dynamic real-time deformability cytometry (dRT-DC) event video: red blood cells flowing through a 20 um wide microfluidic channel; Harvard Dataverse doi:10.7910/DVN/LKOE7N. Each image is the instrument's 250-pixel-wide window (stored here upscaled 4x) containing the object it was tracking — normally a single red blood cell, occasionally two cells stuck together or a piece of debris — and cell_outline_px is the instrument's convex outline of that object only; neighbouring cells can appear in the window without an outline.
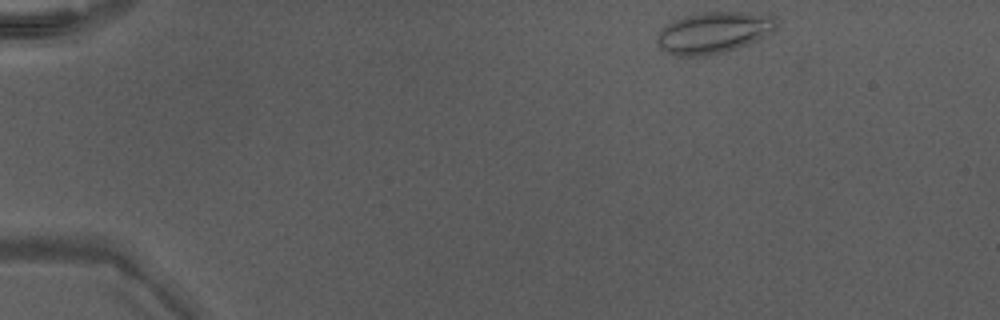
{"species": "Egyptian fruit bat (a non-hibernating species)", "species_latin": "Rousettus aegyptiacus", "temperature_condition": "warm", "stored_images_in_passage": 42, "camera_frame_rate_fps": 3000, "um_per_image_px": 0.085, "animal": {"sex": "male"}, "frame": {"image": 1, "passage_image": 1, "time_ms": 0.0, "image_size_px": [1000, 320], "cell_outline_px": [[776, 28], [772, 32], [756, 40], [736, 48], [704, 56], [680, 56], [668, 52], [660, 48], [656, 44], [656, 40], [660, 32], [668, 24], [684, 16], [704, 12], [740, 12], [772, 16], [776, 20]], "centroid_in_image_um": [60.64, 2.77], "position_along_channel_um": 24.4, "area_um2": 28.15}}
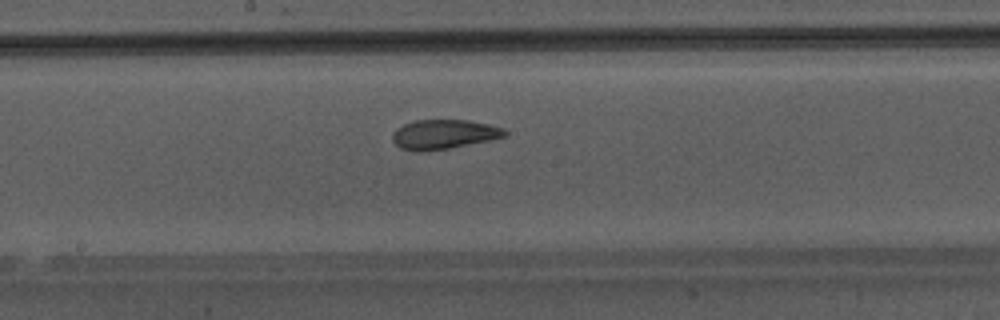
{"frame": {"image": 2, "passage_image": 21, "time_ms": 6.667, "image_size_px": [1000, 320], "cell_outline_px": [[508, 132], [504, 136], [488, 140], [448, 148], [416, 152], [400, 148], [392, 140], [392, 132], [396, 128], [412, 120], [468, 120], [488, 124], [504, 128]], "centroid_in_image_um": [37.67, 11.41], "position_along_channel_um": 210.5, "area_um2": 19.19}}
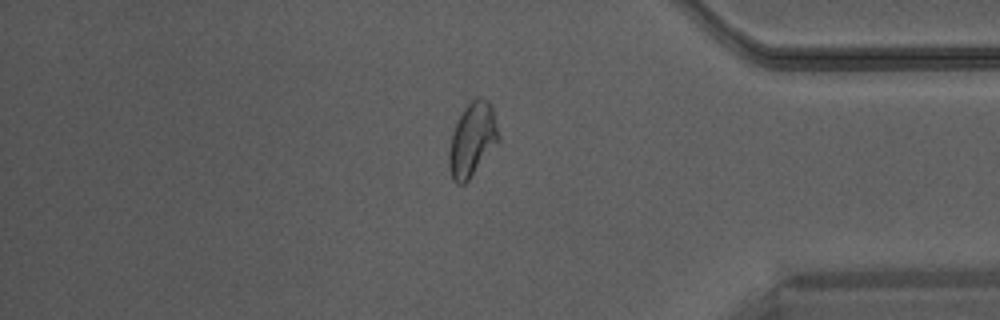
{"frame": {"image": 3, "passage_image": 35, "time_ms": 11.333, "image_size_px": [1000, 320], "cell_outline_px": [[500, 140], [468, 180], [464, 184], [456, 184], [452, 180], [448, 168], [448, 152], [452, 132], [464, 108], [476, 96], [480, 96], [488, 100], [492, 104], [500, 136]], "centroid_in_image_um": [40.14, 11.85], "position_along_channel_um": 395.1, "area_um2": 21.5}}